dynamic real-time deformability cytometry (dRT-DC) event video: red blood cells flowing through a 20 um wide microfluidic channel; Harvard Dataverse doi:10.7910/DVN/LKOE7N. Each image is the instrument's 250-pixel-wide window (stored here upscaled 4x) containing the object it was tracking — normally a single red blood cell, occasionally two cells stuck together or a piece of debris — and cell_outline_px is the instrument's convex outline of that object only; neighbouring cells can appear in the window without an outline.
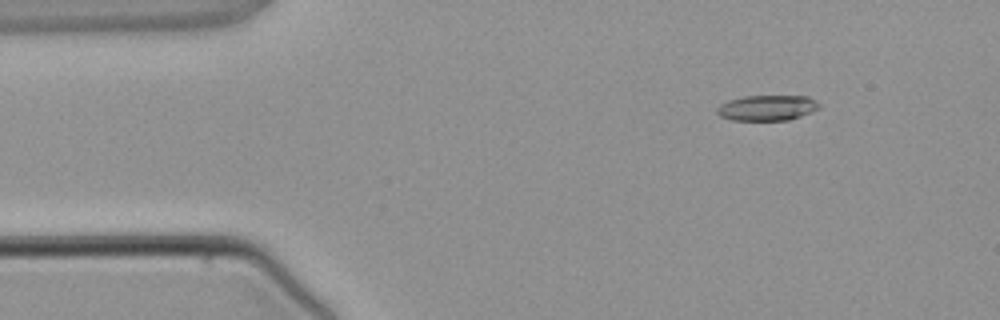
{"species": "common noctule bat (a hibernating species)", "species_latin": "Nyctalus noctula", "temperature_condition": "warm", "stored_images_in_passage": 3, "camera_frame_rate_fps": 3000, "um_per_image_px": 0.085, "animal": {"sex": "male", "body_mass_g": 21.5, "forearm_length_mm": 52.0}, "frame": {"image": 1, "passage_image": 2, "time_ms": 1.0, "image_size_px": [1000, 320], "cell_outline_px": [[820, 108], [812, 112], [788, 120], [732, 120], [720, 116], [716, 112], [716, 108], [720, 104], [728, 100], [744, 96], [808, 96], [816, 100], [820, 104]], "centroid_in_image_um": [65.21, 9.16], "position_along_channel_um": 19.8, "area_um2": 15.26}}